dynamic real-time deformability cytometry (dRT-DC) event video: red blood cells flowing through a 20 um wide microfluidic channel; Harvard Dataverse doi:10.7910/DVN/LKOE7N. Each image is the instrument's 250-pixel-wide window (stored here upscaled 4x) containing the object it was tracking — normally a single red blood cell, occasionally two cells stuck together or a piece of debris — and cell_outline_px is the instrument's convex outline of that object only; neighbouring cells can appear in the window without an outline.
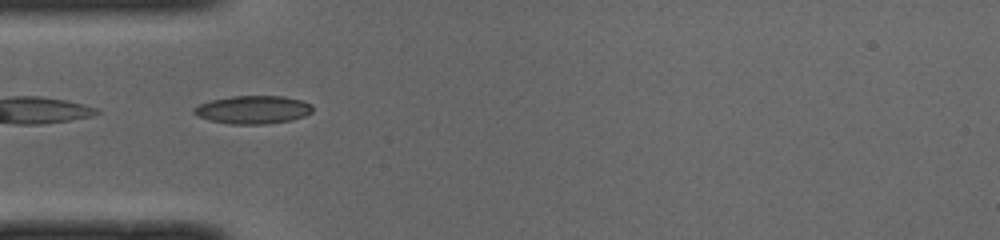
{"species": "common noctule bat (a hibernating species)", "species_latin": "Nyctalus noctula", "temperature_condition": "cold", "stored_images_in_passage": 34, "camera_frame_rate_fps": 3000, "um_per_image_px": 0.085, "animal": {"sex": "male", "body_mass_g": 19.0, "forearm_length_mm": 50.8}, "frame": {"image": 1, "passage_image": 1, "time_ms": 0.0, "image_size_px": [1000, 240], "cell_outline_px": [[312, 112], [304, 116], [292, 120], [264, 124], [232, 124], [208, 120], [196, 116], [192, 112], [200, 104], [212, 100], [232, 96], [284, 96], [304, 100], [312, 104]], "centroid_in_image_um": [21.54, 9.32], "position_along_channel_um": 63.5, "area_um2": 19.48}}
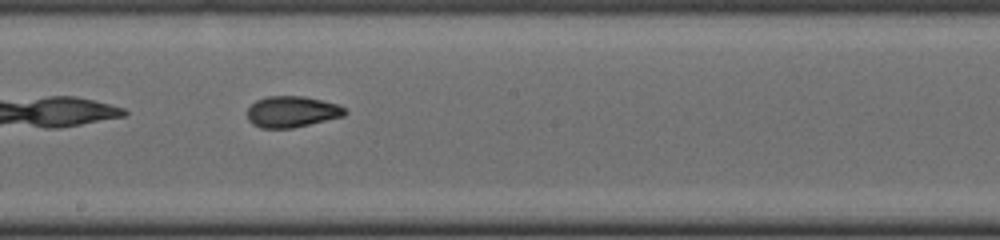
{"frame": {"image": 2, "passage_image": 13, "time_ms": 4.0, "image_size_px": [1000, 240], "cell_outline_px": [[348, 112], [344, 116], [292, 128], [260, 128], [252, 124], [248, 120], [248, 108], [256, 100], [268, 96], [304, 96], [336, 104], [344, 108]], "centroid_in_image_um": [24.79, 9.5], "position_along_channel_um": 223.4, "area_um2": 17.63}}
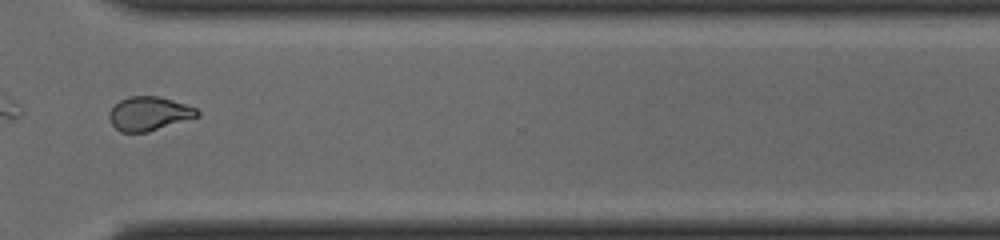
{"frame": {"image": 3, "passage_image": 23, "time_ms": 7.333, "image_size_px": [1000, 240], "cell_outline_px": [[200, 116], [148, 132], [120, 132], [112, 124], [108, 116], [108, 112], [120, 100], [128, 96], [160, 96], [196, 108], [200, 112]], "centroid_in_image_um": [12.66, 9.66], "position_along_channel_um": 357.9, "area_um2": 17.4}, "authors_computed_cell_mechanics": {"area_um2": 17.9469, "velocity_mm_per_s": 4.0164, "shape_relaxation_time_tau1_ms": 8.3937, "shape_relaxation_time_tau2_ms": 1.8997, "deformation_change_tau1": 0.2184, "deformation_change_tau2": 0.0632}}